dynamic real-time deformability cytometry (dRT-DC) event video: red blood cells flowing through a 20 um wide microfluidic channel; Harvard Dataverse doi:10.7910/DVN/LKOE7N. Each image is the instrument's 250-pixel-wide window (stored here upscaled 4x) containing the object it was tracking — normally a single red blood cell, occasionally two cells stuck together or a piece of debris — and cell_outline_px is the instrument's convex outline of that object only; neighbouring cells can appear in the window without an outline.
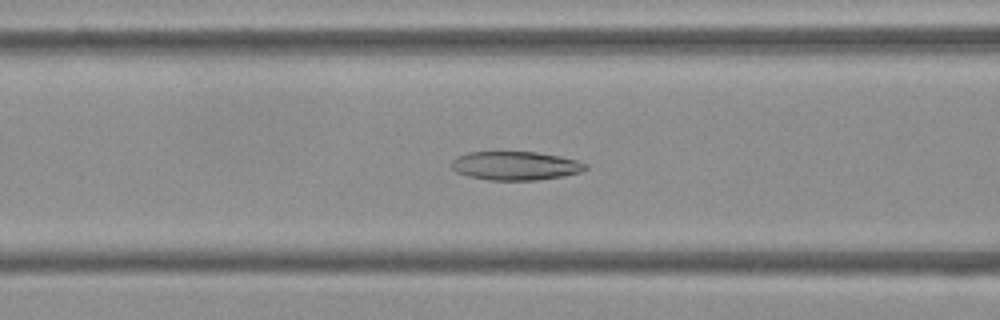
{"species": "Egyptian fruit bat (a non-hibernating species)", "species_latin": "Rousettus aegyptiacus", "temperature_condition": "cold", "stored_images_in_passage": 52, "camera_frame_rate_fps": 3000, "um_per_image_px": 0.085, "frame": {"image": 1, "passage_image": 20, "time_ms": 6.333, "image_size_px": [1000, 320], "cell_outline_px": [[588, 168], [580, 172], [564, 176], [536, 180], [488, 180], [468, 176], [456, 172], [452, 168], [452, 160], [468, 152], [536, 152], [560, 156], [576, 160], [588, 164]], "centroid_in_image_um": [43.84, 14.09], "position_along_channel_um": 122.8, "area_um2": 22.37}}
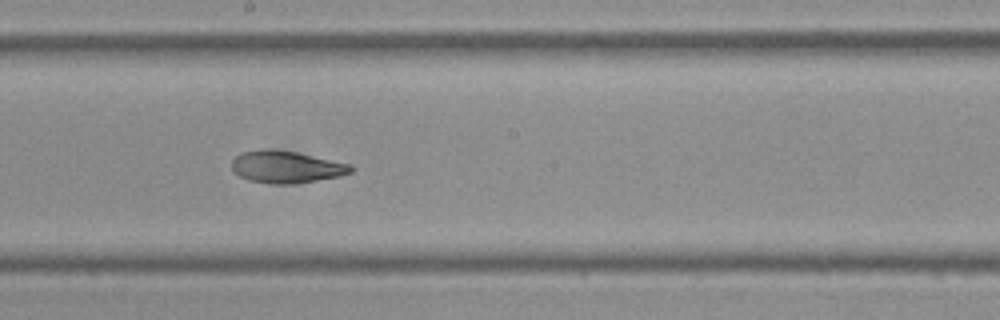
{"frame": {"image": 2, "passage_image": 28, "time_ms": 9.0, "image_size_px": [1000, 320], "cell_outline_px": [[356, 168], [352, 172], [340, 176], [292, 184], [272, 184], [248, 180], [240, 176], [232, 168], [232, 160], [240, 152], [296, 152], [352, 164]], "centroid_in_image_um": [24.41, 14.23], "position_along_channel_um": 223.8, "area_um2": 21.56}}
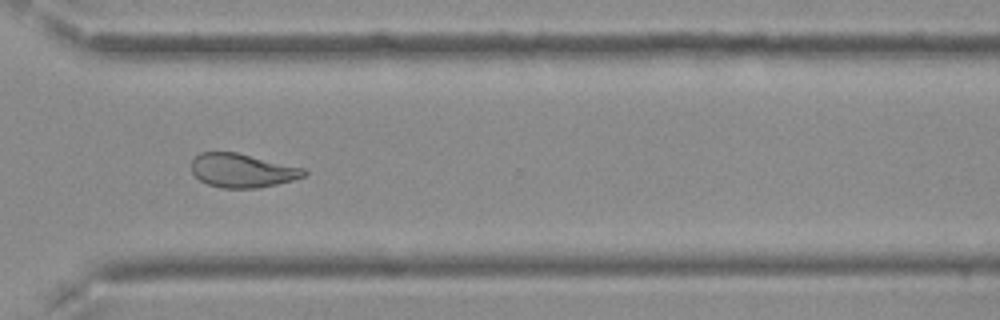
{"frame": {"image": 3, "passage_image": 38, "time_ms": 12.333, "image_size_px": [1000, 320], "cell_outline_px": [[308, 172], [304, 176], [292, 180], [276, 184], [256, 188], [220, 188], [208, 184], [200, 180], [192, 172], [192, 160], [200, 152], [236, 152], [304, 168]], "centroid_in_image_um": [20.58, 14.49], "position_along_channel_um": 350.0, "area_um2": 22.02}, "authors_computed_cell_mechanics": {"area_um2": 23.9581, "velocity_mm_per_s": 3.7911, "shape_relaxation_time_tau1_ms": null, "shape_relaxation_time_tau2_ms": 3.4734, "deformation_change_tau1": null, "deformation_change_tau2": 0.1023}}